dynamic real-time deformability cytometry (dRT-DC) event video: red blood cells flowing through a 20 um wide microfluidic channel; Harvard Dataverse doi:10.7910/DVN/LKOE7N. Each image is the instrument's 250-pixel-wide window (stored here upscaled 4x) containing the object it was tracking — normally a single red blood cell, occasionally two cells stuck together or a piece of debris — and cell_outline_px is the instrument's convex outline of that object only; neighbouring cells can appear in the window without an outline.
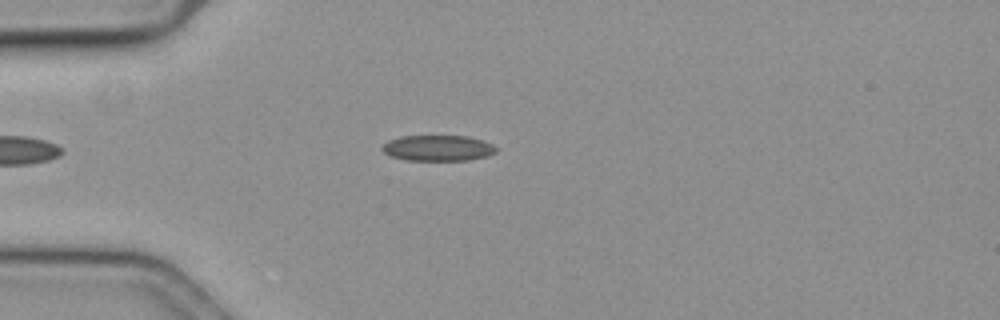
{"species": "common noctule bat (a hibernating species)", "species_latin": "Nyctalus noctula", "temperature_condition": "cold", "stored_images_in_passage": 40, "camera_frame_rate_fps": 3000, "um_per_image_px": 0.085, "animal": {"sex": "female", "body_mass_g": 19.3, "forearm_length_mm": 54.1}, "frame": {"image": 1, "passage_image": 3, "time_ms": 0.667, "image_size_px": [1000, 320], "cell_outline_px": [[496, 152], [488, 156], [468, 160], [408, 160], [392, 156], [384, 152], [380, 148], [388, 140], [400, 136], [464, 136], [480, 140], [492, 144], [496, 148]], "centroid_in_image_um": [37.2, 12.58], "position_along_channel_um": 47.8, "area_um2": 16.94}}
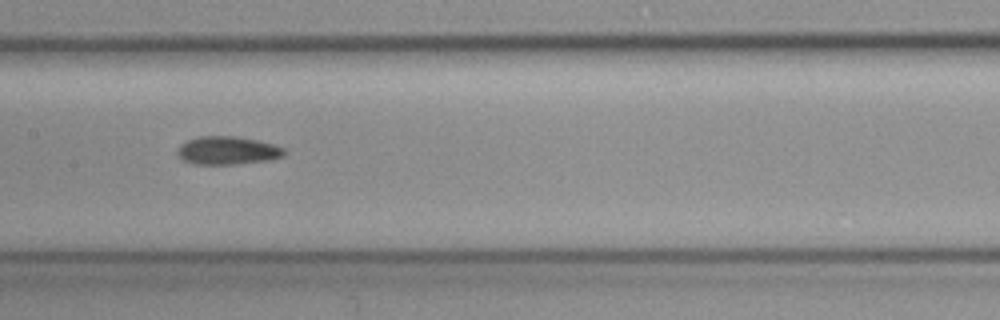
{"frame": {"image": 2, "passage_image": 16, "time_ms": 5.0, "image_size_px": [1000, 320], "cell_outline_px": [[284, 156], [268, 160], [232, 164], [192, 164], [184, 160], [176, 152], [180, 144], [188, 140], [200, 136], [236, 136], [256, 140], [272, 144], [284, 148]], "centroid_in_image_um": [19.31, 12.79], "position_along_channel_um": 188.1, "area_um2": 17.34}}
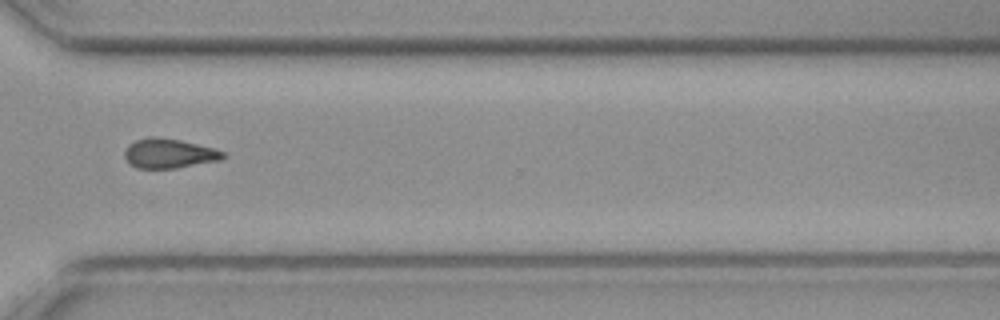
{"frame": {"image": 3, "passage_image": 30, "time_ms": 9.667, "image_size_px": [1000, 320], "cell_outline_px": [[224, 156], [220, 160], [176, 168], [136, 168], [124, 156], [124, 152], [128, 144], [136, 140], [152, 136], [156, 136], [180, 140], [212, 148], [224, 152]], "centroid_in_image_um": [14.33, 13.03], "position_along_channel_um": 356.3, "area_um2": 16.7}, "authors_computed_cell_mechanics": {"area_um2": 17.0799, "velocity_mm_per_s": 3.6102, "shape_relaxation_time_tau1_ms": 8.4791, "shape_relaxation_time_tau2_ms": 3.5337, "deformation_change_tau1": 0.1518, "deformation_change_tau2": 0.1028}}